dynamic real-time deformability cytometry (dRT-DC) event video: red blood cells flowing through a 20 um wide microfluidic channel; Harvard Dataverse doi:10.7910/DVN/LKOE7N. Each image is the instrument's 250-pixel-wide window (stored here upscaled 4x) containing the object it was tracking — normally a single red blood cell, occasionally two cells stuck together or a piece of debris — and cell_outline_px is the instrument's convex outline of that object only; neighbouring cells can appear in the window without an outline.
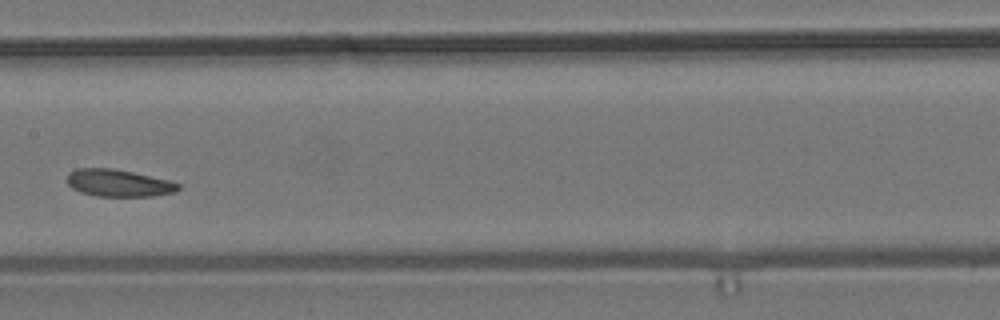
{"species": "common noctule bat (a hibernating species)", "species_latin": "Nyctalus noctula", "temperature_condition": "room temperature", "stored_images_in_passage": 9, "segment_of_instrument_passage": [1, 2], "camera_frame_rate_fps": 3000, "um_per_image_px": 0.085, "animal": {"sex": "male", "body_mass_g": 19.2, "forearm_length_mm": 51.8}, "frame": {"image": 1, "passage_image": 7, "time_ms": 7.667, "image_size_px": [1000, 320], "cell_outline_px": [[180, 188], [176, 192], [152, 196], [96, 196], [80, 192], [72, 188], [68, 184], [68, 172], [76, 168], [112, 168], [132, 172], [168, 180], [180, 184]], "centroid_in_image_um": [10.06, 15.56], "position_along_channel_um": 197.3, "area_um2": 17.57}}
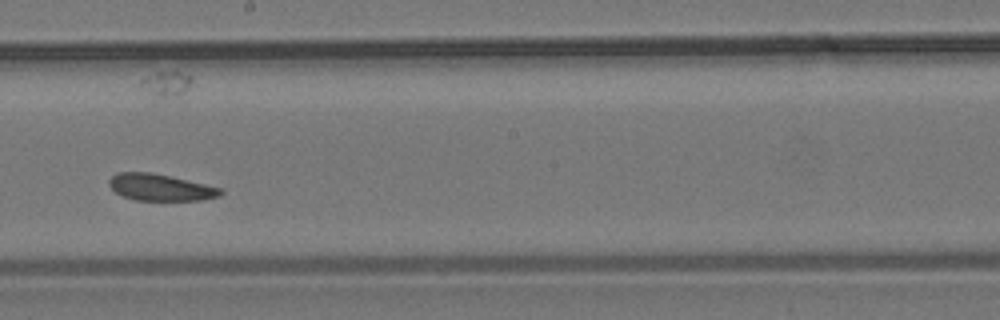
{"frame": {"image": 2, "passage_image": 8, "time_ms": 8.667, "image_size_px": [1000, 320], "cell_outline_px": [[224, 192], [220, 196], [204, 200], [136, 200], [124, 196], [116, 192], [108, 184], [108, 180], [112, 176], [120, 172], [152, 172], [204, 184], [220, 188]], "centroid_in_image_um": [13.64, 15.93], "position_along_channel_um": 234.6, "area_um2": 17.17}}